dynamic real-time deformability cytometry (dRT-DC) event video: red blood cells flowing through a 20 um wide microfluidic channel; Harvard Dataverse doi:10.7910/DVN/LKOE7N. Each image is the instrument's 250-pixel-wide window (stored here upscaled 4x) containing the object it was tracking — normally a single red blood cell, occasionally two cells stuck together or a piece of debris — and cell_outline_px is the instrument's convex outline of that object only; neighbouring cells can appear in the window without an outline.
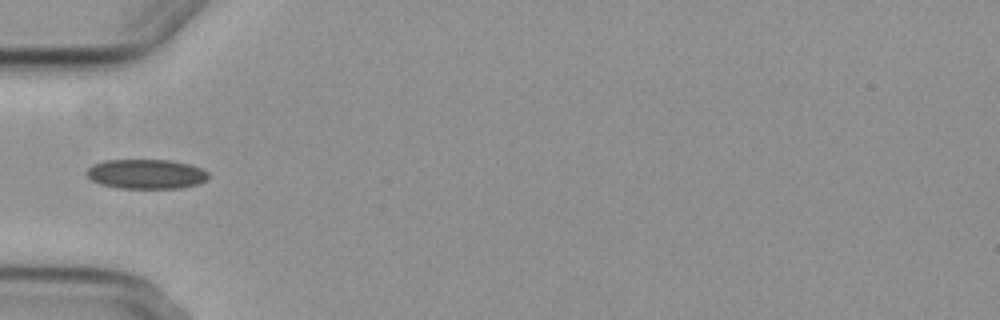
{"species": "common noctule bat (a hibernating species)", "species_latin": "Nyctalus noctula", "temperature_condition": "cold", "stored_images_in_passage": 4, "camera_frame_rate_fps": 3000, "um_per_image_px": 0.085, "animal": {"sex": "female", "body_mass_g": 29.2, "forearm_length_mm": 56.3}, "frame": {"image": 1, "passage_image": 4, "time_ms": 5.0, "image_size_px": [1000, 320], "cell_outline_px": [[208, 180], [200, 184], [180, 188], [116, 188], [100, 184], [92, 180], [84, 172], [92, 164], [104, 160], [172, 160], [192, 164], [208, 172]], "centroid_in_image_um": [12.44, 14.79], "position_along_channel_um": 72.6, "area_um2": 21.33}}